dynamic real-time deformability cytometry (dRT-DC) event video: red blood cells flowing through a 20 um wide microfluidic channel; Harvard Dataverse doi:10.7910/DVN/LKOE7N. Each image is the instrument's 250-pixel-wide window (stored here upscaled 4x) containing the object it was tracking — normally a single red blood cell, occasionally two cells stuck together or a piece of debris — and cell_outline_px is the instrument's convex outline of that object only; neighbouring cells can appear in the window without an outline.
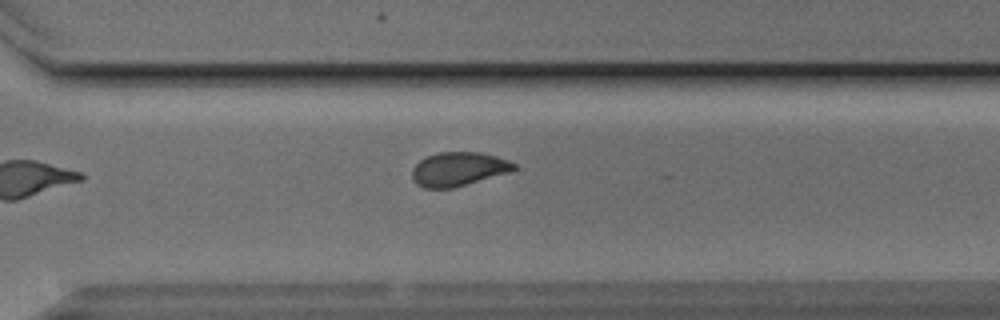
{"species": "Egyptian fruit bat (a non-hibernating species)", "species_latin": "Rousettus aegyptiacus", "temperature_condition": "cold", "stored_images_in_passage": 10, "camera_frame_rate_fps": 3000, "um_per_image_px": 0.085, "animal": {"sex": "male"}, "frame": {"image": 1, "passage_image": 10, "time_ms": 10.333, "image_size_px": [1000, 320], "cell_outline_px": [[516, 168], [512, 172], [452, 188], [424, 188], [416, 184], [412, 176], [412, 168], [420, 160], [428, 156], [440, 152], [480, 152], [496, 156], [508, 160], [516, 164]], "centroid_in_image_um": [38.99, 14.37], "position_along_channel_um": 331.6, "area_um2": 20.17}}